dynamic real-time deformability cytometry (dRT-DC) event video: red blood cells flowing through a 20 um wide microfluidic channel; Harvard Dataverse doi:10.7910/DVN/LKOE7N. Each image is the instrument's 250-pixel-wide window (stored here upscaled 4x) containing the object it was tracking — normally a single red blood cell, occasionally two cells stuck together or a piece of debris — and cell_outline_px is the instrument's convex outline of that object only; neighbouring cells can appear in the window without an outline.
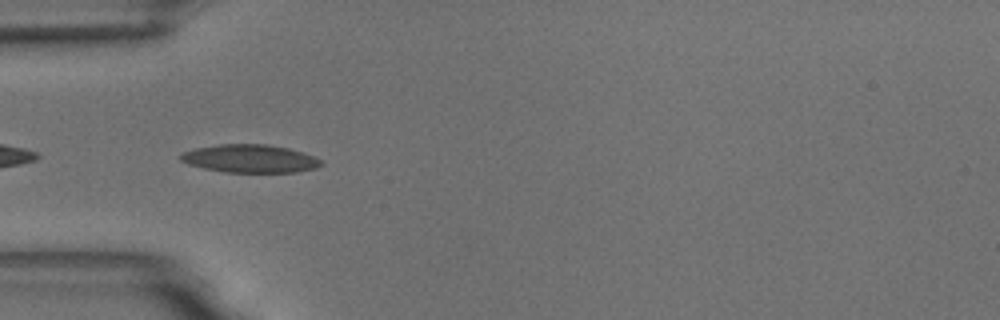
{"species": "common noctule bat (a hibernating species)", "species_latin": "Nyctalus noctula", "temperature_condition": "room temperature", "stored_images_in_passage": 4, "camera_frame_rate_fps": 3000, "um_per_image_px": 0.085, "animal": {"sex": "male", "body_mass_g": 18.8}, "frame": {"image": 1, "passage_image": 2, "time_ms": 0.333, "image_size_px": [1000, 320], "cell_outline_px": [[324, 164], [316, 168], [296, 172], [224, 172], [204, 168], [188, 164], [180, 160], [180, 156], [184, 152], [196, 148], [220, 144], [268, 144], [288, 148], [312, 156], [320, 160]], "centroid_in_image_um": [21.25, 13.48], "position_along_channel_um": 63.8, "area_um2": 22.77}}